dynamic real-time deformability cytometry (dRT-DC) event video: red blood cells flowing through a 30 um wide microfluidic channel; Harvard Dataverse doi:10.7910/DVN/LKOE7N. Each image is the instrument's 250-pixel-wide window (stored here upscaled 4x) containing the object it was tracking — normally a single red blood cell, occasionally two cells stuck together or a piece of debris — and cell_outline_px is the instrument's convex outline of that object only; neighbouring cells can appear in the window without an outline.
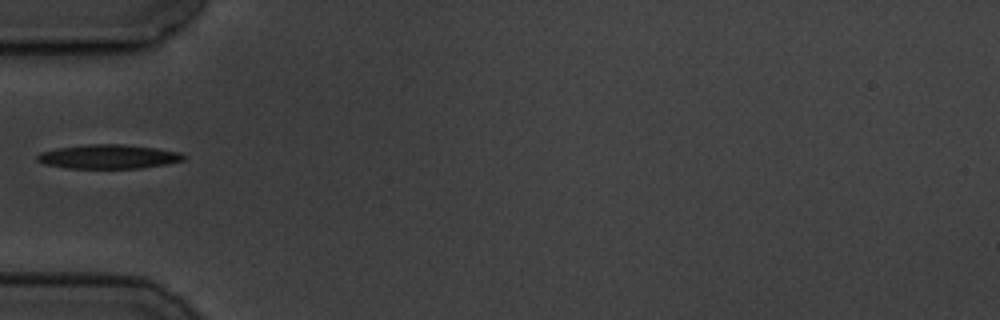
{"species": "common noctule bat (a hibernating species)", "species_latin": "Nyctalus noctula", "temperature_condition": "cold", "stored_images_in_passage": 1, "camera_frame_rate_fps": 3000, "um_per_image_px": 0.085, "animal": {"sex": "male", "body_mass_g": 19.5, "forearm_length_mm": 54.6}, "frame": {"image": 1, "passage_image": 1, "time_ms": 0.0, "image_size_px": [1000, 320], "cell_outline_px": [[188, 156], [184, 160], [168, 164], [140, 168], [68, 168], [44, 164], [36, 160], [36, 156], [40, 152], [56, 148], [88, 144], [124, 144], [156, 148], [180, 152]], "centroid_in_image_um": [9.24, 13.31], "position_along_channel_um": 75.8, "area_um2": 20.75}}